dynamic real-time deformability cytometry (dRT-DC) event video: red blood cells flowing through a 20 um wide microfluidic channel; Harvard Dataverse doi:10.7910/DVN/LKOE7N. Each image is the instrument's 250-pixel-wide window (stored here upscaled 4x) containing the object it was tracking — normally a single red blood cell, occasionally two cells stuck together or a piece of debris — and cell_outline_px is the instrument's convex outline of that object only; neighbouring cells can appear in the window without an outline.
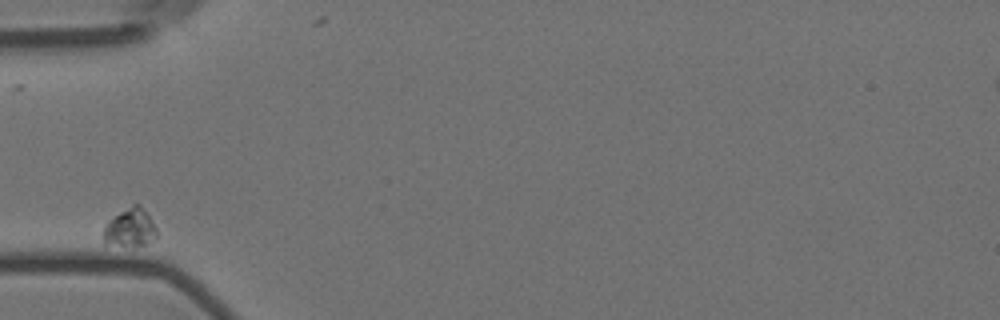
{"species": "Egyptian fruit bat (a non-hibernating species)", "species_latin": "Rousettus aegyptiacus", "temperature_condition": "room temperature", "stored_images_in_passage": 3, "camera_frame_rate_fps": 3000, "um_per_image_px": 0.085, "animal": {"sex": "female"}, "frame": {"image": 1, "passage_image": 1, "time_ms": 0.0, "image_size_px": [1000, 320], "cell_outline_px": [[156, 236], [152, 240], [144, 244], [104, 244], [104, 228], [108, 220], [132, 204], [140, 204], [156, 228]], "centroid_in_image_um": [11.04, 19.32], "position_along_channel_um": 74.0, "area_um2": 11.39}}
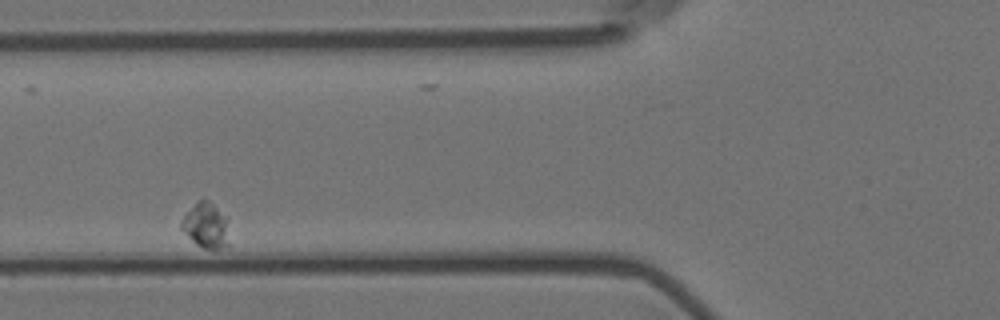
{"frame": {"image": 2, "passage_image": 2, "time_ms": 0.333, "image_size_px": [1000, 320], "cell_outline_px": [[228, 244], [220, 248], [204, 248], [196, 244], [180, 228], [180, 224], [184, 216], [200, 200], [208, 200], [228, 216]], "centroid_in_image_um": [17.54, 19.16], "position_along_channel_um": 108.3, "area_um2": 12.37}}